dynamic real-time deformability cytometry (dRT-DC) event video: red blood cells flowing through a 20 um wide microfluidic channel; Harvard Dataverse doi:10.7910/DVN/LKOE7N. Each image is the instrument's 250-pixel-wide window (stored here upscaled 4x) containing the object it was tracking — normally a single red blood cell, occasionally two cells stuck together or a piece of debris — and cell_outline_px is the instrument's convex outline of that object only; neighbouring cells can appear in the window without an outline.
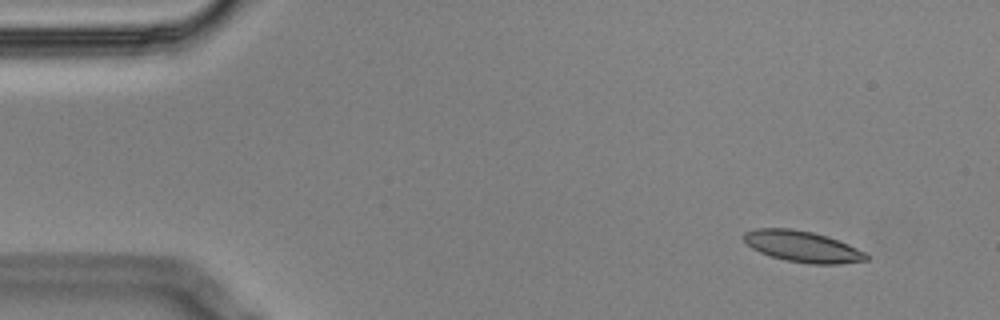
{"species": "Egyptian fruit bat (a non-hibernating species)", "species_latin": "Rousettus aegyptiacus", "temperature_condition": "cold", "stored_images_in_passage": 4, "camera_frame_rate_fps": 3000, "um_per_image_px": 0.085, "animal": {"sex": "male"}, "frame": {"image": 1, "passage_image": 1, "time_ms": 0.0, "image_size_px": [1000, 320], "cell_outline_px": [[868, 260], [840, 264], [808, 264], [784, 260], [760, 252], [752, 248], [744, 240], [744, 232], [756, 228], [792, 228], [812, 232], [828, 236], [848, 244], [864, 252], [868, 256]], "centroid_in_image_um": [68.21, 20.95], "position_along_channel_um": 16.8, "area_um2": 22.2}}
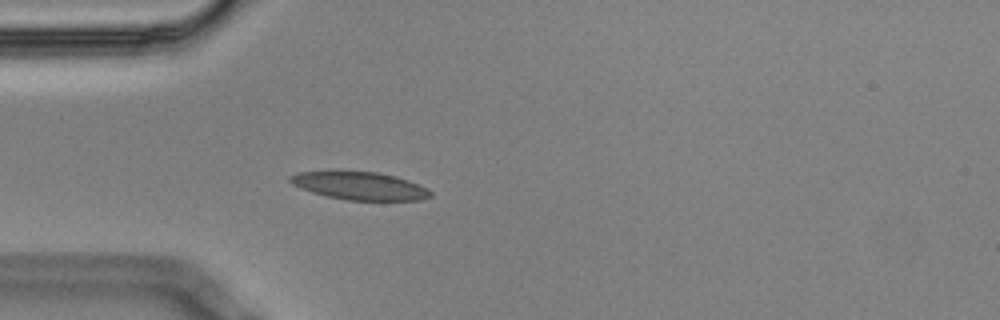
{"frame": {"image": 2, "passage_image": 4, "time_ms": 1.0, "image_size_px": [1000, 320], "cell_outline_px": [[432, 196], [420, 200], [348, 200], [328, 196], [312, 192], [300, 188], [292, 184], [288, 180], [288, 176], [296, 172], [376, 172], [396, 176], [408, 180], [432, 192]], "centroid_in_image_um": [30.55, 15.8], "position_along_channel_um": 54.4, "area_um2": 22.43}}